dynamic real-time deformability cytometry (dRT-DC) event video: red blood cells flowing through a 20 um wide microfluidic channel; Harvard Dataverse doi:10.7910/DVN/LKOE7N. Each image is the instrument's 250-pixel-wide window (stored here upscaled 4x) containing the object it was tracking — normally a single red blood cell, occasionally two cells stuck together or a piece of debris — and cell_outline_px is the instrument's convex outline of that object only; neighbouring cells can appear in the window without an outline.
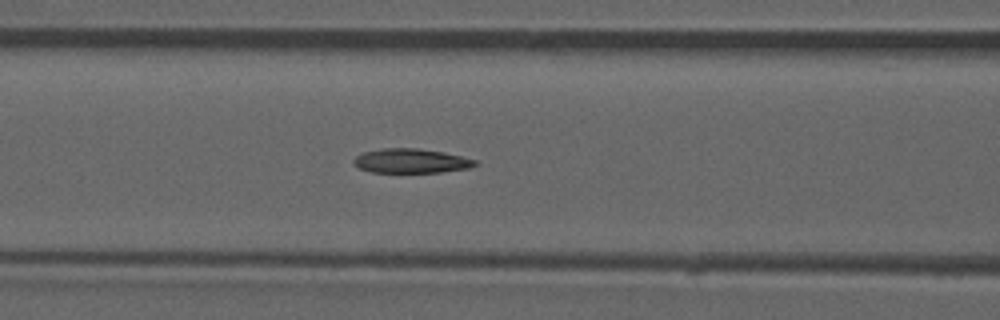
{"species": "common noctule bat (a hibernating species)", "species_latin": "Nyctalus noctula", "temperature_condition": "room temperature", "stored_images_in_passage": 43, "camera_frame_rate_fps": 3000, "um_per_image_px": 0.085, "animal": {"sex": "male", "forearm_length_mm": 52.5}, "frame": {"image": 1, "passage_image": 13, "time_ms": 4.0, "image_size_px": [1000, 320], "cell_outline_px": [[480, 164], [468, 168], [440, 172], [372, 172], [360, 168], [352, 164], [352, 160], [356, 156], [364, 152], [380, 148], [420, 148], [444, 152], [476, 160]], "centroid_in_image_um": [34.93, 13.67], "position_along_channel_um": 131.7, "area_um2": 17.28}, "authors_computed_cell_mechanics": {"area_um2": 17.5712, "velocity_mm_per_s": 3.9529, "shape_relaxation_time_tau1_ms": null, "shape_relaxation_time_tau2_ms": 2.7652, "deformation_change_tau1": null, "deformation_change_tau2": 0.0989}}